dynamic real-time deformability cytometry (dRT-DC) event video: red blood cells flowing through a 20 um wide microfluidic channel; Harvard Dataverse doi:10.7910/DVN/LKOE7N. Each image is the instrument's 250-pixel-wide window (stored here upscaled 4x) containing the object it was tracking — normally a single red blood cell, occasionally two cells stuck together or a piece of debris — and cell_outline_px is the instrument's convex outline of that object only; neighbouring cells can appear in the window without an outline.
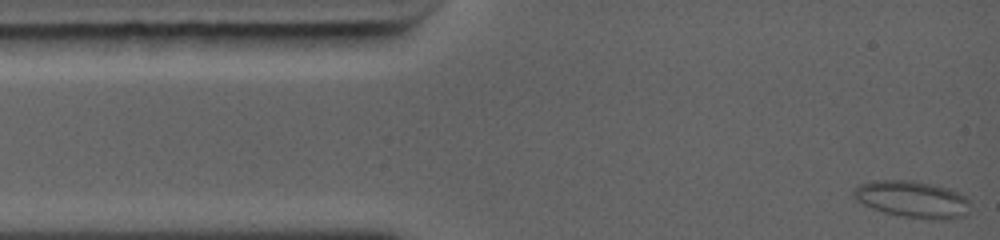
{"species": "common noctule bat (a hibernating species)", "species_latin": "Nyctalus noctula", "temperature_condition": "warm", "stored_images_in_passage": 7, "camera_frame_rate_fps": 5000, "um_per_image_px": 0.085, "animal": {"sex": "female", "body_mass_g": 19.0, "forearm_length_mm": 56.7}, "frame": {"image": 1, "passage_image": 1, "time_ms": 0.0, "image_size_px": [1000, 240], "cell_outline_px": [[968, 212], [964, 216], [948, 220], [932, 220], [904, 216], [884, 212], [872, 208], [856, 200], [852, 196], [852, 192], [860, 184], [872, 180], [912, 180], [932, 184], [948, 188], [960, 192], [968, 200]], "centroid_in_image_um": [77.56, 16.94], "position_along_channel_um": 7.4, "area_um2": 25.09}}
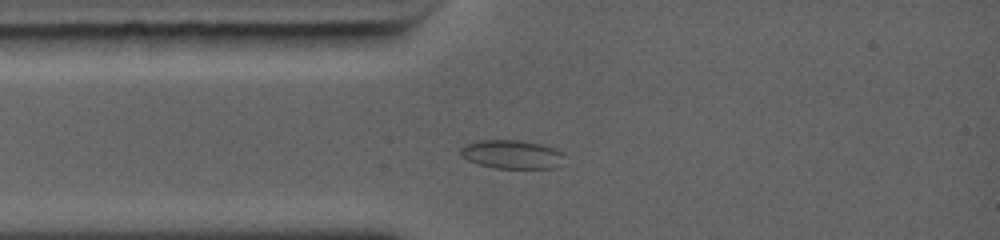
{"frame": {"image": 2, "passage_image": 5, "time_ms": 2.4, "image_size_px": [1000, 240], "cell_outline_px": [[560, 152], [556, 168], [496, 168], [480, 164], [468, 160], [460, 152], [460, 148], [468, 144], [480, 140], [516, 140], [540, 144], [552, 148]], "centroid_in_image_um": [43.43, 13.12], "position_along_channel_um": 41.6, "area_um2": 16.59}}
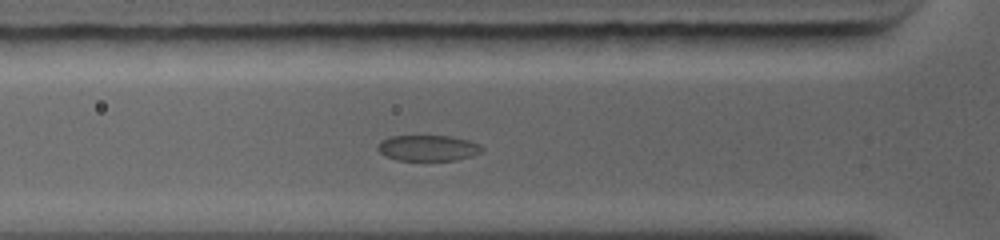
{"frame": {"image": 3, "passage_image": 7, "time_ms": 3.6, "image_size_px": [1000, 240], "cell_outline_px": [[484, 152], [472, 156], [456, 160], [396, 160], [384, 156], [376, 148], [384, 140], [392, 136], [448, 136], [468, 140], [480, 144], [484, 148]], "centroid_in_image_um": [36.43, 12.59], "position_along_channel_um": 89.4, "area_um2": 15.66}}